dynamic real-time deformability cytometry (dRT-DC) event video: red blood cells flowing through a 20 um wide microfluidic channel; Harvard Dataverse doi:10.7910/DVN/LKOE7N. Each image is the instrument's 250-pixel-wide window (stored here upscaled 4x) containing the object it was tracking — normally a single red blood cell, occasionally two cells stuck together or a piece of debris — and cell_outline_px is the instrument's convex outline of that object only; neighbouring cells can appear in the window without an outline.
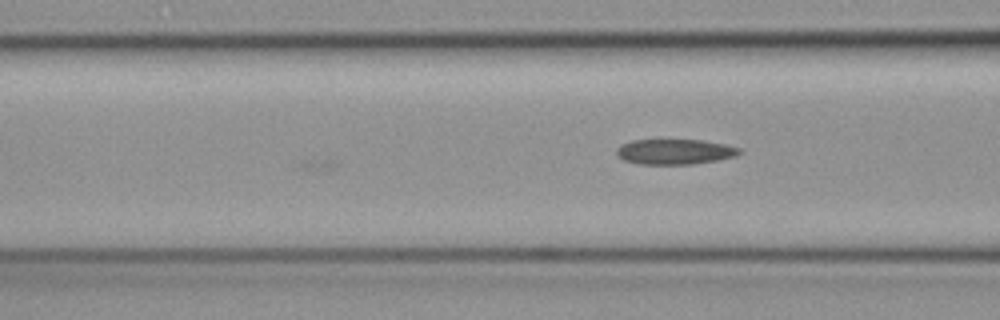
{"species": "common noctule bat (a hibernating species)", "species_latin": "Nyctalus noctula", "temperature_condition": "cold", "stored_images_in_passage": 29, "camera_frame_rate_fps": 3000, "um_per_image_px": 0.085, "animal": {"sex": "female", "body_mass_g": 19.3, "forearm_length_mm": 54.1}, "frame": {"image": 1, "passage_image": 29, "time_ms": 9.333, "image_size_px": [1000, 320], "cell_outline_px": [[744, 152], [736, 156], [720, 160], [692, 164], [640, 164], [624, 160], [616, 156], [616, 148], [620, 144], [632, 140], [704, 140], [724, 144], [740, 148]], "centroid_in_image_um": [57.37, 12.89], "position_along_channel_um": 109.2, "area_um2": 18.32}}